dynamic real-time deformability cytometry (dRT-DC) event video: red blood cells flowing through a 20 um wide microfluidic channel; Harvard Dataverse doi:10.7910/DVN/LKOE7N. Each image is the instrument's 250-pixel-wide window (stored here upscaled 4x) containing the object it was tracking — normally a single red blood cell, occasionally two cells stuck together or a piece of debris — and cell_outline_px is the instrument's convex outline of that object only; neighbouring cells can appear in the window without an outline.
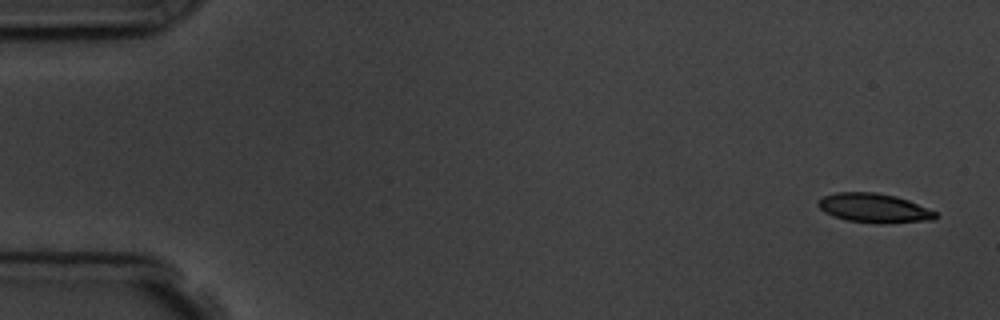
{"species": "common noctule bat (a hibernating species)", "species_latin": "Nyctalus noctula", "temperature_condition": "room temperature", "stored_images_in_passage": 3, "camera_frame_rate_fps": 3000, "um_per_image_px": 0.085, "animal": {"sex": "male", "body_mass_g": 19.5, "forearm_length_mm": 54.6}, "frame": {"image": 1, "passage_image": 1, "time_ms": 0.0, "image_size_px": [1000, 320], "cell_outline_px": [[940, 216], [932, 220], [884, 224], [876, 224], [848, 220], [832, 216], [824, 212], [816, 204], [824, 196], [836, 192], [876, 192], [896, 196], [908, 200], [936, 212]], "centroid_in_image_um": [74.3, 17.69], "position_along_channel_um": 10.7, "area_um2": 20.11}}